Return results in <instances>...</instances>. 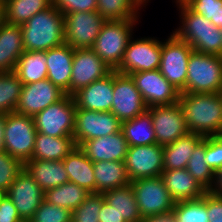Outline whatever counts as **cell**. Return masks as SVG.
Returning a JSON list of instances; mask_svg holds the SVG:
<instances>
[{
	"label": "cell",
	"mask_w": 222,
	"mask_h": 222,
	"mask_svg": "<svg viewBox=\"0 0 222 222\" xmlns=\"http://www.w3.org/2000/svg\"><path fill=\"white\" fill-rule=\"evenodd\" d=\"M113 98L111 112L121 122L131 120L148 110L131 76L117 73L115 70Z\"/></svg>",
	"instance_id": "4fadbf2b"
},
{
	"label": "cell",
	"mask_w": 222,
	"mask_h": 222,
	"mask_svg": "<svg viewBox=\"0 0 222 222\" xmlns=\"http://www.w3.org/2000/svg\"><path fill=\"white\" fill-rule=\"evenodd\" d=\"M121 131L128 146L151 145L156 143L151 114L146 111L137 117L121 123Z\"/></svg>",
	"instance_id": "1f68e13d"
},
{
	"label": "cell",
	"mask_w": 222,
	"mask_h": 222,
	"mask_svg": "<svg viewBox=\"0 0 222 222\" xmlns=\"http://www.w3.org/2000/svg\"><path fill=\"white\" fill-rule=\"evenodd\" d=\"M207 212L209 222H222V196L207 191Z\"/></svg>",
	"instance_id": "f6af8a7d"
},
{
	"label": "cell",
	"mask_w": 222,
	"mask_h": 222,
	"mask_svg": "<svg viewBox=\"0 0 222 222\" xmlns=\"http://www.w3.org/2000/svg\"><path fill=\"white\" fill-rule=\"evenodd\" d=\"M105 202L103 194L90 193L86 199L72 211L73 222H100L98 214Z\"/></svg>",
	"instance_id": "f35d334b"
},
{
	"label": "cell",
	"mask_w": 222,
	"mask_h": 222,
	"mask_svg": "<svg viewBox=\"0 0 222 222\" xmlns=\"http://www.w3.org/2000/svg\"><path fill=\"white\" fill-rule=\"evenodd\" d=\"M130 184L142 218L174 208L176 202L165 187L161 176L135 179Z\"/></svg>",
	"instance_id": "30bf717a"
},
{
	"label": "cell",
	"mask_w": 222,
	"mask_h": 222,
	"mask_svg": "<svg viewBox=\"0 0 222 222\" xmlns=\"http://www.w3.org/2000/svg\"><path fill=\"white\" fill-rule=\"evenodd\" d=\"M5 196H6V192L4 190L0 189V202Z\"/></svg>",
	"instance_id": "816d5d0a"
},
{
	"label": "cell",
	"mask_w": 222,
	"mask_h": 222,
	"mask_svg": "<svg viewBox=\"0 0 222 222\" xmlns=\"http://www.w3.org/2000/svg\"><path fill=\"white\" fill-rule=\"evenodd\" d=\"M210 192L217 196H222V168L215 172L214 184Z\"/></svg>",
	"instance_id": "681fc988"
},
{
	"label": "cell",
	"mask_w": 222,
	"mask_h": 222,
	"mask_svg": "<svg viewBox=\"0 0 222 222\" xmlns=\"http://www.w3.org/2000/svg\"><path fill=\"white\" fill-rule=\"evenodd\" d=\"M37 130L31 116L6 113L4 132L5 151L23 163L31 160Z\"/></svg>",
	"instance_id": "8992f818"
},
{
	"label": "cell",
	"mask_w": 222,
	"mask_h": 222,
	"mask_svg": "<svg viewBox=\"0 0 222 222\" xmlns=\"http://www.w3.org/2000/svg\"><path fill=\"white\" fill-rule=\"evenodd\" d=\"M121 121L111 112L76 109L73 139L76 146L121 131Z\"/></svg>",
	"instance_id": "7c38bea8"
},
{
	"label": "cell",
	"mask_w": 222,
	"mask_h": 222,
	"mask_svg": "<svg viewBox=\"0 0 222 222\" xmlns=\"http://www.w3.org/2000/svg\"><path fill=\"white\" fill-rule=\"evenodd\" d=\"M204 139L202 135L188 132L171 144L163 146L164 170L187 168L188 159L195 147Z\"/></svg>",
	"instance_id": "83f0119b"
},
{
	"label": "cell",
	"mask_w": 222,
	"mask_h": 222,
	"mask_svg": "<svg viewBox=\"0 0 222 222\" xmlns=\"http://www.w3.org/2000/svg\"><path fill=\"white\" fill-rule=\"evenodd\" d=\"M105 201L123 216L126 222H140L142 217L131 184L103 193Z\"/></svg>",
	"instance_id": "d6a6232c"
},
{
	"label": "cell",
	"mask_w": 222,
	"mask_h": 222,
	"mask_svg": "<svg viewBox=\"0 0 222 222\" xmlns=\"http://www.w3.org/2000/svg\"><path fill=\"white\" fill-rule=\"evenodd\" d=\"M14 72L23 85L46 79L48 72L46 51H24Z\"/></svg>",
	"instance_id": "4dcf8cb0"
},
{
	"label": "cell",
	"mask_w": 222,
	"mask_h": 222,
	"mask_svg": "<svg viewBox=\"0 0 222 222\" xmlns=\"http://www.w3.org/2000/svg\"><path fill=\"white\" fill-rule=\"evenodd\" d=\"M6 124V114L0 113V152H5L4 132Z\"/></svg>",
	"instance_id": "f907efd6"
},
{
	"label": "cell",
	"mask_w": 222,
	"mask_h": 222,
	"mask_svg": "<svg viewBox=\"0 0 222 222\" xmlns=\"http://www.w3.org/2000/svg\"><path fill=\"white\" fill-rule=\"evenodd\" d=\"M139 19L106 20L91 48L112 70L123 59L124 52L132 37L134 26Z\"/></svg>",
	"instance_id": "277c9868"
},
{
	"label": "cell",
	"mask_w": 222,
	"mask_h": 222,
	"mask_svg": "<svg viewBox=\"0 0 222 222\" xmlns=\"http://www.w3.org/2000/svg\"><path fill=\"white\" fill-rule=\"evenodd\" d=\"M205 161L214 172L222 168V135L205 137Z\"/></svg>",
	"instance_id": "7bdbcfd3"
},
{
	"label": "cell",
	"mask_w": 222,
	"mask_h": 222,
	"mask_svg": "<svg viewBox=\"0 0 222 222\" xmlns=\"http://www.w3.org/2000/svg\"><path fill=\"white\" fill-rule=\"evenodd\" d=\"M100 222H126L123 216L110 206L106 201L102 204L101 210L98 214Z\"/></svg>",
	"instance_id": "7dc6e473"
},
{
	"label": "cell",
	"mask_w": 222,
	"mask_h": 222,
	"mask_svg": "<svg viewBox=\"0 0 222 222\" xmlns=\"http://www.w3.org/2000/svg\"><path fill=\"white\" fill-rule=\"evenodd\" d=\"M69 209L62 208L43 200L28 222H69L72 218Z\"/></svg>",
	"instance_id": "b9f144b4"
},
{
	"label": "cell",
	"mask_w": 222,
	"mask_h": 222,
	"mask_svg": "<svg viewBox=\"0 0 222 222\" xmlns=\"http://www.w3.org/2000/svg\"><path fill=\"white\" fill-rule=\"evenodd\" d=\"M181 25L172 33L195 51L222 56V33L202 15L193 12L182 0H176Z\"/></svg>",
	"instance_id": "7a4b0ae2"
},
{
	"label": "cell",
	"mask_w": 222,
	"mask_h": 222,
	"mask_svg": "<svg viewBox=\"0 0 222 222\" xmlns=\"http://www.w3.org/2000/svg\"><path fill=\"white\" fill-rule=\"evenodd\" d=\"M186 169L206 191H210L214 184L215 172L205 161V137L195 147Z\"/></svg>",
	"instance_id": "d590c367"
},
{
	"label": "cell",
	"mask_w": 222,
	"mask_h": 222,
	"mask_svg": "<svg viewBox=\"0 0 222 222\" xmlns=\"http://www.w3.org/2000/svg\"><path fill=\"white\" fill-rule=\"evenodd\" d=\"M114 70L106 77L92 82L75 92L76 109H87L97 112L111 111L113 102Z\"/></svg>",
	"instance_id": "ffe728a7"
},
{
	"label": "cell",
	"mask_w": 222,
	"mask_h": 222,
	"mask_svg": "<svg viewBox=\"0 0 222 222\" xmlns=\"http://www.w3.org/2000/svg\"><path fill=\"white\" fill-rule=\"evenodd\" d=\"M24 169L34 178L44 192L69 182L63 160L31 159L24 163Z\"/></svg>",
	"instance_id": "d4e9b609"
},
{
	"label": "cell",
	"mask_w": 222,
	"mask_h": 222,
	"mask_svg": "<svg viewBox=\"0 0 222 222\" xmlns=\"http://www.w3.org/2000/svg\"><path fill=\"white\" fill-rule=\"evenodd\" d=\"M147 107L172 105L179 102L177 90L159 69L130 74Z\"/></svg>",
	"instance_id": "5bb4252c"
},
{
	"label": "cell",
	"mask_w": 222,
	"mask_h": 222,
	"mask_svg": "<svg viewBox=\"0 0 222 222\" xmlns=\"http://www.w3.org/2000/svg\"><path fill=\"white\" fill-rule=\"evenodd\" d=\"M173 209L177 222H209L207 192L196 200L176 202Z\"/></svg>",
	"instance_id": "74e56055"
},
{
	"label": "cell",
	"mask_w": 222,
	"mask_h": 222,
	"mask_svg": "<svg viewBox=\"0 0 222 222\" xmlns=\"http://www.w3.org/2000/svg\"><path fill=\"white\" fill-rule=\"evenodd\" d=\"M96 193L103 194L131 183L124 161L93 162Z\"/></svg>",
	"instance_id": "4316f807"
},
{
	"label": "cell",
	"mask_w": 222,
	"mask_h": 222,
	"mask_svg": "<svg viewBox=\"0 0 222 222\" xmlns=\"http://www.w3.org/2000/svg\"><path fill=\"white\" fill-rule=\"evenodd\" d=\"M65 93L48 78L22 86L15 112L34 117L50 104L60 100Z\"/></svg>",
	"instance_id": "ac0fdd59"
},
{
	"label": "cell",
	"mask_w": 222,
	"mask_h": 222,
	"mask_svg": "<svg viewBox=\"0 0 222 222\" xmlns=\"http://www.w3.org/2000/svg\"><path fill=\"white\" fill-rule=\"evenodd\" d=\"M52 5L64 15L71 12L97 11V0H52Z\"/></svg>",
	"instance_id": "ee69618b"
},
{
	"label": "cell",
	"mask_w": 222,
	"mask_h": 222,
	"mask_svg": "<svg viewBox=\"0 0 222 222\" xmlns=\"http://www.w3.org/2000/svg\"><path fill=\"white\" fill-rule=\"evenodd\" d=\"M105 21L97 11L66 13L65 43L73 49L92 48Z\"/></svg>",
	"instance_id": "8fae6325"
},
{
	"label": "cell",
	"mask_w": 222,
	"mask_h": 222,
	"mask_svg": "<svg viewBox=\"0 0 222 222\" xmlns=\"http://www.w3.org/2000/svg\"><path fill=\"white\" fill-rule=\"evenodd\" d=\"M20 27L24 51H47L65 43L64 14L53 5Z\"/></svg>",
	"instance_id": "3957f363"
},
{
	"label": "cell",
	"mask_w": 222,
	"mask_h": 222,
	"mask_svg": "<svg viewBox=\"0 0 222 222\" xmlns=\"http://www.w3.org/2000/svg\"><path fill=\"white\" fill-rule=\"evenodd\" d=\"M124 163L131 181L161 176L164 170L163 146L157 143L129 146Z\"/></svg>",
	"instance_id": "9a60e30c"
},
{
	"label": "cell",
	"mask_w": 222,
	"mask_h": 222,
	"mask_svg": "<svg viewBox=\"0 0 222 222\" xmlns=\"http://www.w3.org/2000/svg\"><path fill=\"white\" fill-rule=\"evenodd\" d=\"M113 70L91 49H74L70 95L100 80Z\"/></svg>",
	"instance_id": "e0dca14e"
},
{
	"label": "cell",
	"mask_w": 222,
	"mask_h": 222,
	"mask_svg": "<svg viewBox=\"0 0 222 222\" xmlns=\"http://www.w3.org/2000/svg\"><path fill=\"white\" fill-rule=\"evenodd\" d=\"M144 5L142 0H97V12L105 20L139 19Z\"/></svg>",
	"instance_id": "e575fe53"
},
{
	"label": "cell",
	"mask_w": 222,
	"mask_h": 222,
	"mask_svg": "<svg viewBox=\"0 0 222 222\" xmlns=\"http://www.w3.org/2000/svg\"><path fill=\"white\" fill-rule=\"evenodd\" d=\"M152 117L156 143L168 145L188 133L183 111L177 102L172 105L152 106L147 110Z\"/></svg>",
	"instance_id": "2e32d148"
},
{
	"label": "cell",
	"mask_w": 222,
	"mask_h": 222,
	"mask_svg": "<svg viewBox=\"0 0 222 222\" xmlns=\"http://www.w3.org/2000/svg\"><path fill=\"white\" fill-rule=\"evenodd\" d=\"M23 52L20 25H11L2 21L0 24V73L14 71Z\"/></svg>",
	"instance_id": "cb8c5ba5"
},
{
	"label": "cell",
	"mask_w": 222,
	"mask_h": 222,
	"mask_svg": "<svg viewBox=\"0 0 222 222\" xmlns=\"http://www.w3.org/2000/svg\"><path fill=\"white\" fill-rule=\"evenodd\" d=\"M0 222H24L8 195L0 202Z\"/></svg>",
	"instance_id": "bcb514c9"
},
{
	"label": "cell",
	"mask_w": 222,
	"mask_h": 222,
	"mask_svg": "<svg viewBox=\"0 0 222 222\" xmlns=\"http://www.w3.org/2000/svg\"><path fill=\"white\" fill-rule=\"evenodd\" d=\"M52 5V0H5L0 4L3 21L11 25H22L36 13Z\"/></svg>",
	"instance_id": "f546056e"
},
{
	"label": "cell",
	"mask_w": 222,
	"mask_h": 222,
	"mask_svg": "<svg viewBox=\"0 0 222 222\" xmlns=\"http://www.w3.org/2000/svg\"><path fill=\"white\" fill-rule=\"evenodd\" d=\"M75 146L72 136L52 137L37 132L31 159L61 161Z\"/></svg>",
	"instance_id": "f1b7e54d"
},
{
	"label": "cell",
	"mask_w": 222,
	"mask_h": 222,
	"mask_svg": "<svg viewBox=\"0 0 222 222\" xmlns=\"http://www.w3.org/2000/svg\"><path fill=\"white\" fill-rule=\"evenodd\" d=\"M80 149L92 161H125L128 143L122 131L82 142Z\"/></svg>",
	"instance_id": "44dd1931"
},
{
	"label": "cell",
	"mask_w": 222,
	"mask_h": 222,
	"mask_svg": "<svg viewBox=\"0 0 222 222\" xmlns=\"http://www.w3.org/2000/svg\"><path fill=\"white\" fill-rule=\"evenodd\" d=\"M75 115L74 98L65 94L60 100L36 114L33 119L38 133L52 137H73Z\"/></svg>",
	"instance_id": "52a82bcc"
},
{
	"label": "cell",
	"mask_w": 222,
	"mask_h": 222,
	"mask_svg": "<svg viewBox=\"0 0 222 222\" xmlns=\"http://www.w3.org/2000/svg\"><path fill=\"white\" fill-rule=\"evenodd\" d=\"M6 195L13 202L24 222H28L33 217L44 200V191L25 169L11 184Z\"/></svg>",
	"instance_id": "d6986e66"
},
{
	"label": "cell",
	"mask_w": 222,
	"mask_h": 222,
	"mask_svg": "<svg viewBox=\"0 0 222 222\" xmlns=\"http://www.w3.org/2000/svg\"><path fill=\"white\" fill-rule=\"evenodd\" d=\"M188 132L203 137L222 135L220 93H180L179 102Z\"/></svg>",
	"instance_id": "6da1fadb"
},
{
	"label": "cell",
	"mask_w": 222,
	"mask_h": 222,
	"mask_svg": "<svg viewBox=\"0 0 222 222\" xmlns=\"http://www.w3.org/2000/svg\"><path fill=\"white\" fill-rule=\"evenodd\" d=\"M162 41L152 37L130 39L123 59L115 69L117 73L130 75L136 72L159 69Z\"/></svg>",
	"instance_id": "ba28073f"
},
{
	"label": "cell",
	"mask_w": 222,
	"mask_h": 222,
	"mask_svg": "<svg viewBox=\"0 0 222 222\" xmlns=\"http://www.w3.org/2000/svg\"><path fill=\"white\" fill-rule=\"evenodd\" d=\"M145 4H147L149 2V0H142Z\"/></svg>",
	"instance_id": "db71d44e"
},
{
	"label": "cell",
	"mask_w": 222,
	"mask_h": 222,
	"mask_svg": "<svg viewBox=\"0 0 222 222\" xmlns=\"http://www.w3.org/2000/svg\"><path fill=\"white\" fill-rule=\"evenodd\" d=\"M193 12L213 22L222 24V0H182Z\"/></svg>",
	"instance_id": "60d3db41"
},
{
	"label": "cell",
	"mask_w": 222,
	"mask_h": 222,
	"mask_svg": "<svg viewBox=\"0 0 222 222\" xmlns=\"http://www.w3.org/2000/svg\"><path fill=\"white\" fill-rule=\"evenodd\" d=\"M63 163L69 176V182L79 185L90 193H96L93 162L79 146L73 148L63 159Z\"/></svg>",
	"instance_id": "484cf974"
},
{
	"label": "cell",
	"mask_w": 222,
	"mask_h": 222,
	"mask_svg": "<svg viewBox=\"0 0 222 222\" xmlns=\"http://www.w3.org/2000/svg\"><path fill=\"white\" fill-rule=\"evenodd\" d=\"M22 86L14 71L0 73V113L15 112Z\"/></svg>",
	"instance_id": "8d00e7d4"
},
{
	"label": "cell",
	"mask_w": 222,
	"mask_h": 222,
	"mask_svg": "<svg viewBox=\"0 0 222 222\" xmlns=\"http://www.w3.org/2000/svg\"><path fill=\"white\" fill-rule=\"evenodd\" d=\"M90 194L89 191L73 182H66L44 192V200L50 204L75 210Z\"/></svg>",
	"instance_id": "836d02e7"
},
{
	"label": "cell",
	"mask_w": 222,
	"mask_h": 222,
	"mask_svg": "<svg viewBox=\"0 0 222 222\" xmlns=\"http://www.w3.org/2000/svg\"><path fill=\"white\" fill-rule=\"evenodd\" d=\"M24 163L10 154L0 152V189L8 191L11 184L23 171Z\"/></svg>",
	"instance_id": "ab89813d"
},
{
	"label": "cell",
	"mask_w": 222,
	"mask_h": 222,
	"mask_svg": "<svg viewBox=\"0 0 222 222\" xmlns=\"http://www.w3.org/2000/svg\"><path fill=\"white\" fill-rule=\"evenodd\" d=\"M222 90V56L191 52L186 87L180 93H220Z\"/></svg>",
	"instance_id": "5b68a950"
},
{
	"label": "cell",
	"mask_w": 222,
	"mask_h": 222,
	"mask_svg": "<svg viewBox=\"0 0 222 222\" xmlns=\"http://www.w3.org/2000/svg\"><path fill=\"white\" fill-rule=\"evenodd\" d=\"M74 49L63 43L46 51L47 78L65 94L70 95Z\"/></svg>",
	"instance_id": "7402d4cb"
},
{
	"label": "cell",
	"mask_w": 222,
	"mask_h": 222,
	"mask_svg": "<svg viewBox=\"0 0 222 222\" xmlns=\"http://www.w3.org/2000/svg\"><path fill=\"white\" fill-rule=\"evenodd\" d=\"M140 222H177L174 209L156 215L146 216Z\"/></svg>",
	"instance_id": "c3c4849f"
},
{
	"label": "cell",
	"mask_w": 222,
	"mask_h": 222,
	"mask_svg": "<svg viewBox=\"0 0 222 222\" xmlns=\"http://www.w3.org/2000/svg\"><path fill=\"white\" fill-rule=\"evenodd\" d=\"M161 178L175 202L196 200L207 192L186 168L163 170Z\"/></svg>",
	"instance_id": "603a6c76"
},
{
	"label": "cell",
	"mask_w": 222,
	"mask_h": 222,
	"mask_svg": "<svg viewBox=\"0 0 222 222\" xmlns=\"http://www.w3.org/2000/svg\"><path fill=\"white\" fill-rule=\"evenodd\" d=\"M219 30H220V31H221V33H222V24L220 25Z\"/></svg>",
	"instance_id": "11a10c76"
},
{
	"label": "cell",
	"mask_w": 222,
	"mask_h": 222,
	"mask_svg": "<svg viewBox=\"0 0 222 222\" xmlns=\"http://www.w3.org/2000/svg\"><path fill=\"white\" fill-rule=\"evenodd\" d=\"M165 40L162 42L159 70L181 92L186 87L188 61L194 49L173 33Z\"/></svg>",
	"instance_id": "9c48e42d"
},
{
	"label": "cell",
	"mask_w": 222,
	"mask_h": 222,
	"mask_svg": "<svg viewBox=\"0 0 222 222\" xmlns=\"http://www.w3.org/2000/svg\"><path fill=\"white\" fill-rule=\"evenodd\" d=\"M2 21H3V15H2L1 7H0V24L2 23Z\"/></svg>",
	"instance_id": "f5cc1de1"
}]
</instances>
